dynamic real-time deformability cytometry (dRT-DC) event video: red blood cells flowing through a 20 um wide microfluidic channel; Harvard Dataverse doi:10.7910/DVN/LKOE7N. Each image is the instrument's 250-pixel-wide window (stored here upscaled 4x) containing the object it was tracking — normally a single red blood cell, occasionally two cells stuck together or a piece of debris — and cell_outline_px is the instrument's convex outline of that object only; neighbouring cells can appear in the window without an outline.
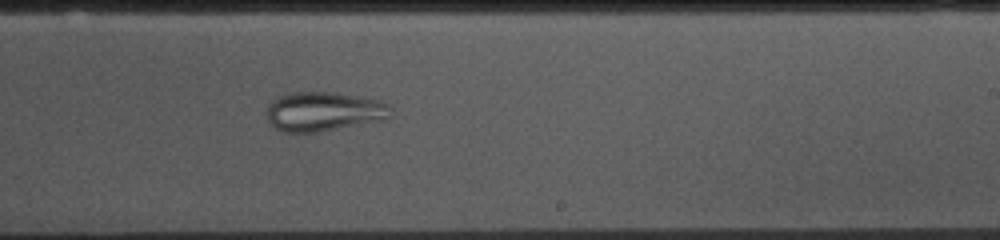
{"species": "common noctule bat (a hibernating species)", "species_latin": "Nyctalus noctula", "temperature_condition": "cold", "stored_images_in_passage": 53, "camera_frame_rate_fps": 3000, "um_per_image_px": 0.085, "animal": {"sex": "female", "body_mass_g": 10.0, "forearm_length_mm": 53.1}, "frame": {"image": 1, "passage_image": 31, "time_ms": 10.0, "image_size_px": [1000, 240], "cell_outline_px": [[392, 108], [388, 116], [384, 120], [316, 132], [280, 132], [268, 120], [268, 104], [276, 96], [292, 92], [332, 92], [364, 96], [380, 100], [388, 104]], "centroid_in_image_um": [27.52, 9.46], "position_along_channel_um": 261.5, "area_um2": 28.55}}
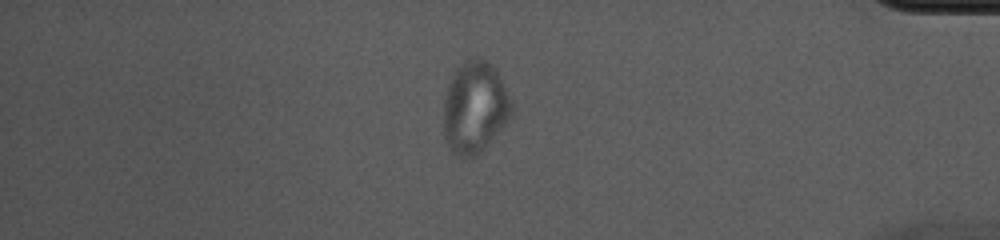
{"frame": {"image": 2, "passage_image": 45, "time_ms": 14.667, "image_size_px": [1000, 240], "cell_outline_px": [[512, 116], [488, 144], [480, 152], [472, 156], [464, 156], [452, 152], [444, 140], [444, 100], [448, 84], [452, 72], [460, 64], [468, 60], [484, 60], [492, 64], [496, 68], [512, 100]], "centroid_in_image_um": [40.36, 9.12], "position_along_channel_um": 394.8, "area_um2": 36.24}}
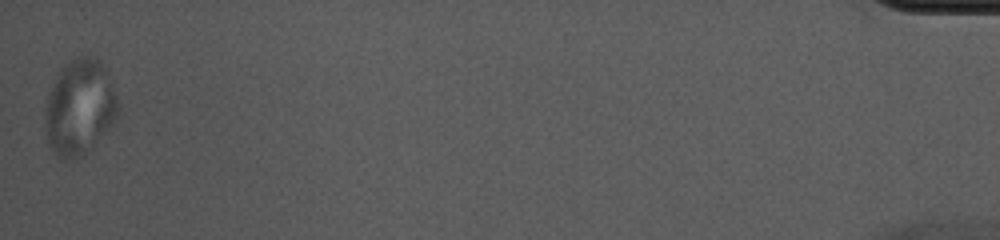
{"frame": {"image": 3, "passage_image": 53, "time_ms": 17.333, "image_size_px": [1000, 240], "cell_outline_px": [[120, 112], [112, 124], [92, 148], [76, 160], [60, 160], [56, 156], [48, 144], [44, 116], [48, 96], [60, 68], [68, 60], [76, 56], [96, 56], [100, 60], [104, 68], [116, 96], [120, 108]], "centroid_in_image_um": [6.76, 9.15], "position_along_channel_um": 428.4, "area_um2": 40.86}}